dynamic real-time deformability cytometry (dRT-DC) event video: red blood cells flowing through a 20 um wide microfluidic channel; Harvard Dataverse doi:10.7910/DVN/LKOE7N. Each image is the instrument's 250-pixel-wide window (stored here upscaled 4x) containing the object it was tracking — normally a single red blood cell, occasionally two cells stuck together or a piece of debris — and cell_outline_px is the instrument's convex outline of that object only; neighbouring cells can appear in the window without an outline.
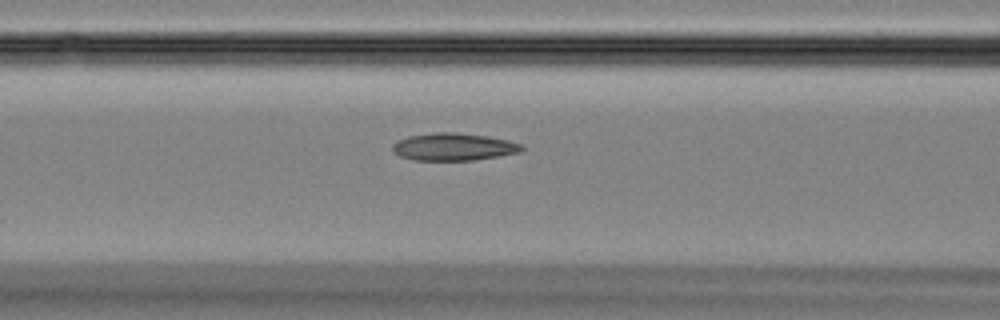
{"species": "Egyptian fruit bat (a non-hibernating species)", "species_latin": "Rousettus aegyptiacus", "temperature_condition": "room temperature", "stored_images_in_passage": 43, "camera_frame_rate_fps": 3000, "um_per_image_px": 0.085, "animal": {"sex": "female"}, "frame": {"image": 1, "passage_image": 17, "time_ms": 5.333, "image_size_px": [1000, 320], "cell_outline_px": [[524, 148], [520, 152], [500, 156], [476, 160], [412, 160], [400, 156], [392, 148], [392, 144], [396, 140], [408, 136], [432, 132], [456, 132], [488, 136], [508, 140], [520, 144]], "centroid_in_image_um": [38.54, 12.47], "position_along_channel_um": 128.1, "area_um2": 20.81}}
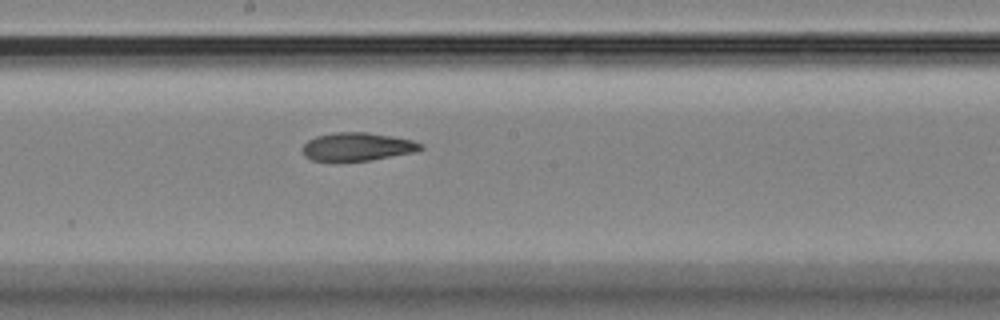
{"frame": {"image": 2, "passage_image": 23, "time_ms": 7.333, "image_size_px": [1000, 320], "cell_outline_px": [[424, 148], [416, 152], [372, 160], [336, 164], [332, 164], [312, 160], [304, 156], [300, 148], [308, 140], [316, 136], [332, 132], [368, 132], [392, 136], [412, 140], [424, 144]], "centroid_in_image_um": [30.32, 12.51], "position_along_channel_um": 217.9, "area_um2": 20.46}}
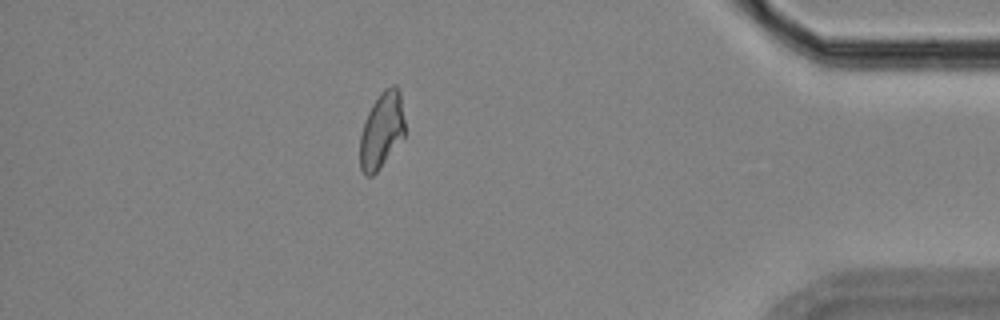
{"frame": {"image": 3, "passage_image": 38, "time_ms": 12.333, "image_size_px": [1000, 320], "cell_outline_px": [[404, 136], [380, 168], [372, 176], [364, 176], [360, 168], [360, 136], [364, 120], [372, 104], [380, 92], [384, 88], [392, 84], [396, 84], [400, 92], [404, 120]], "centroid_in_image_um": [32.43, 11.06], "position_along_channel_um": 402.8, "area_um2": 20.0}}